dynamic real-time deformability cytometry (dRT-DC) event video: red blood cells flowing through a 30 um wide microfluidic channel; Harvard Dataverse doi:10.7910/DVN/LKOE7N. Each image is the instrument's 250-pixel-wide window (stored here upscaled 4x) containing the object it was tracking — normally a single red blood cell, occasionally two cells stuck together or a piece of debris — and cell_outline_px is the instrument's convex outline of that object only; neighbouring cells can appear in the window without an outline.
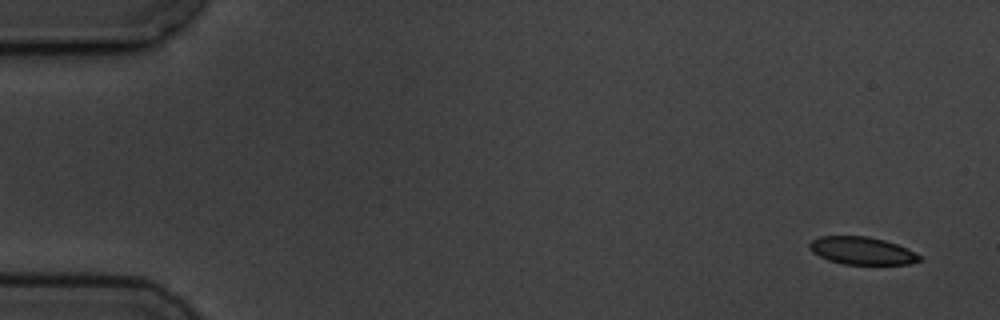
{"species": "common noctule bat (a hibernating species)", "species_latin": "Nyctalus noctula", "temperature_condition": "cold", "stored_images_in_passage": 5, "camera_frame_rate_fps": 3000, "um_per_image_px": 0.085, "animal": {"sex": "male", "body_mass_g": 19.5, "forearm_length_mm": 54.6}, "frame": {"image": 1, "passage_image": 1, "time_ms": 0.0, "image_size_px": [1000, 320], "cell_outline_px": [[920, 260], [908, 264], [844, 264], [828, 260], [812, 252], [808, 248], [808, 244], [812, 240], [820, 236], [868, 236], [884, 240], [896, 244], [916, 252], [920, 256]], "centroid_in_image_um": [73.23, 21.3], "position_along_channel_um": 11.8, "area_um2": 17.63}}
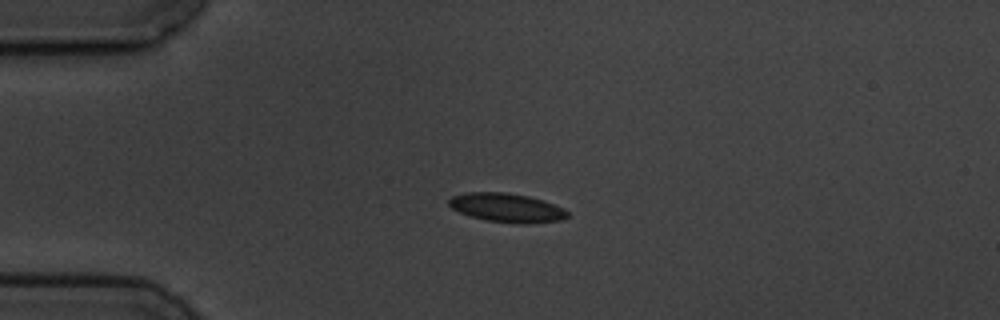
{"frame": {"image": 2, "passage_image": 4, "time_ms": 3.667, "image_size_px": [1000, 320], "cell_outline_px": [[568, 216], [560, 220], [532, 224], [516, 224], [488, 220], [472, 216], [460, 212], [452, 208], [448, 204], [448, 200], [452, 196], [464, 192], [508, 192], [528, 196], [544, 200], [564, 208], [568, 212]], "centroid_in_image_um": [43.1, 17.65], "position_along_channel_um": 41.9, "area_um2": 20.11}}
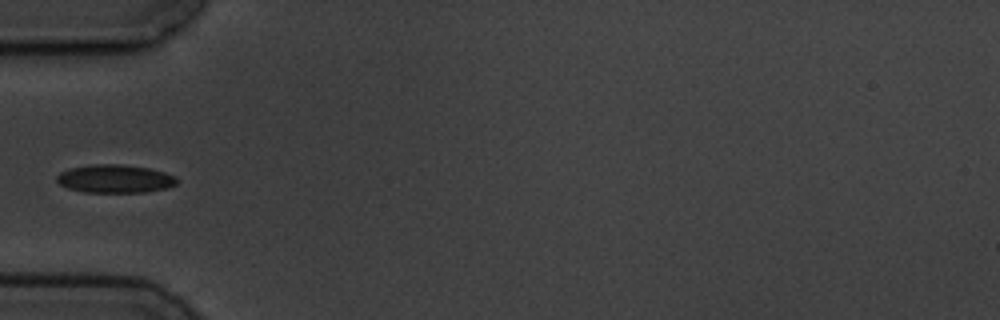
{"frame": {"image": 3, "passage_image": 5, "time_ms": 5.333, "image_size_px": [1000, 320], "cell_outline_px": [[180, 180], [176, 184], [168, 188], [144, 192], [84, 192], [68, 188], [60, 184], [56, 180], [56, 176], [60, 172], [68, 168], [92, 164], [120, 164], [148, 168], [164, 172], [176, 176]], "centroid_in_image_um": [9.78, 15.19], "position_along_channel_um": 75.2, "area_um2": 19.88}}